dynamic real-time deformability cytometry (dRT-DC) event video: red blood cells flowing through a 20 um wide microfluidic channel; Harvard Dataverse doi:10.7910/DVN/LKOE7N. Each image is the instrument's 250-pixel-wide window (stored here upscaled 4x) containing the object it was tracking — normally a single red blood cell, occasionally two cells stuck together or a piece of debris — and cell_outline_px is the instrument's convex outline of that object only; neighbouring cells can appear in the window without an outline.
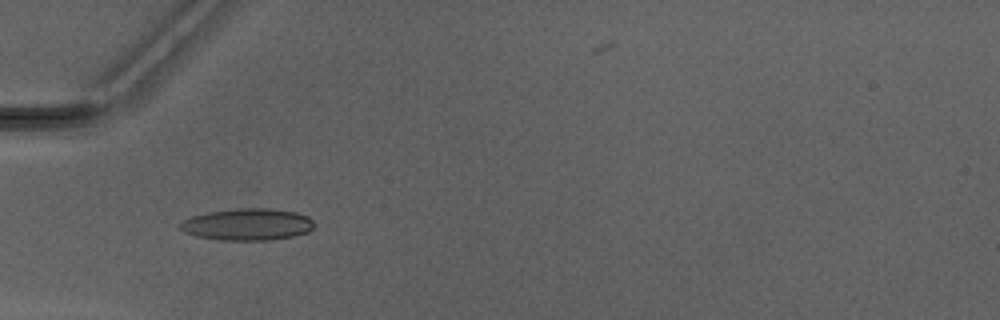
{"species": "Egyptian fruit bat (a non-hibernating species)", "species_latin": "Rousettus aegyptiacus", "temperature_condition": "warm", "stored_images_in_passage": 51, "camera_frame_rate_fps": 3000, "um_per_image_px": 0.085, "animal": {"sex": "male"}, "frame": {"image": 1, "passage_image": 18, "time_ms": 5.667, "image_size_px": [1000, 320], "cell_outline_px": [[312, 228], [308, 232], [292, 236], [268, 240], [220, 240], [196, 236], [184, 232], [180, 228], [180, 224], [184, 220], [192, 216], [208, 212], [240, 208], [272, 208], [296, 212], [308, 216], [312, 220]], "centroid_in_image_um": [21.03, 19.07], "position_along_channel_um": 64.0, "area_um2": 24.74}}
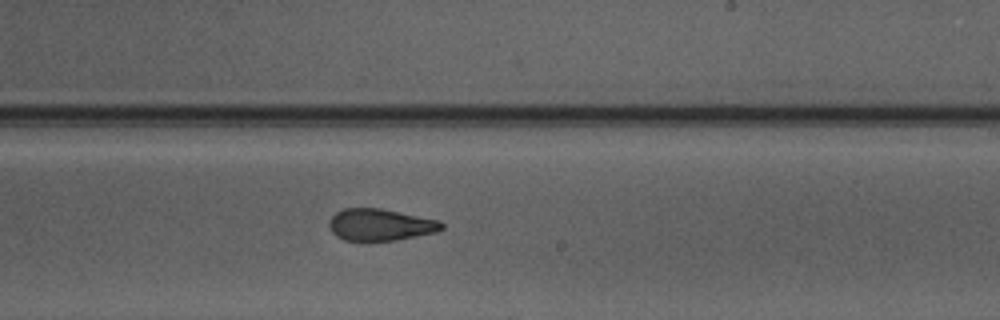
{"frame": {"image": 2, "passage_image": 32, "time_ms": 10.333, "image_size_px": [1000, 320], "cell_outline_px": [[444, 228], [436, 232], [396, 240], [368, 244], [364, 244], [344, 240], [336, 236], [332, 232], [328, 224], [332, 216], [336, 212], [344, 208], [380, 208], [440, 220], [444, 224]], "centroid_in_image_um": [32.3, 19.15], "position_along_channel_um": 256.7, "area_um2": 21.62}}
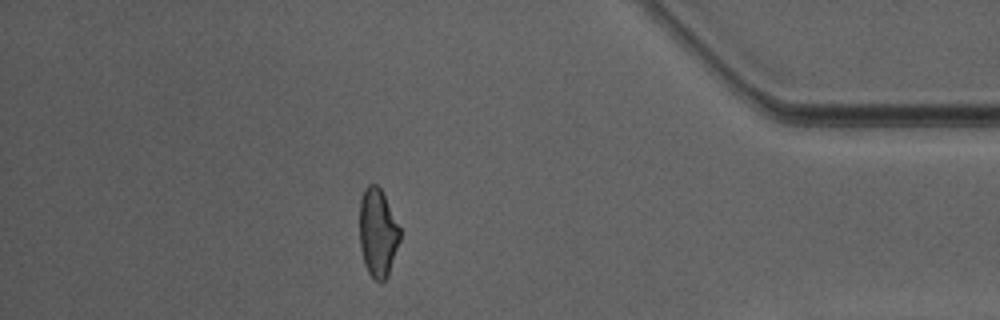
{"frame": {"image": 3, "passage_image": 45, "time_ms": 14.667, "image_size_px": [1000, 320], "cell_outline_px": [[400, 240], [388, 276], [384, 280], [376, 280], [368, 272], [364, 264], [360, 248], [360, 200], [364, 188], [368, 184], [376, 184], [380, 188], [400, 228]], "centroid_in_image_um": [32.1, 19.78], "position_along_channel_um": 403.1, "area_um2": 20.63}, "authors_computed_cell_mechanics": {"area_um2": 21.964, "velocity_mm_per_s": 4.2056, "shape_relaxation_time_tau1_ms": null, "shape_relaxation_time_tau2_ms": 2.1674, "deformation_change_tau1": null, "deformation_change_tau2": 0.0945}}